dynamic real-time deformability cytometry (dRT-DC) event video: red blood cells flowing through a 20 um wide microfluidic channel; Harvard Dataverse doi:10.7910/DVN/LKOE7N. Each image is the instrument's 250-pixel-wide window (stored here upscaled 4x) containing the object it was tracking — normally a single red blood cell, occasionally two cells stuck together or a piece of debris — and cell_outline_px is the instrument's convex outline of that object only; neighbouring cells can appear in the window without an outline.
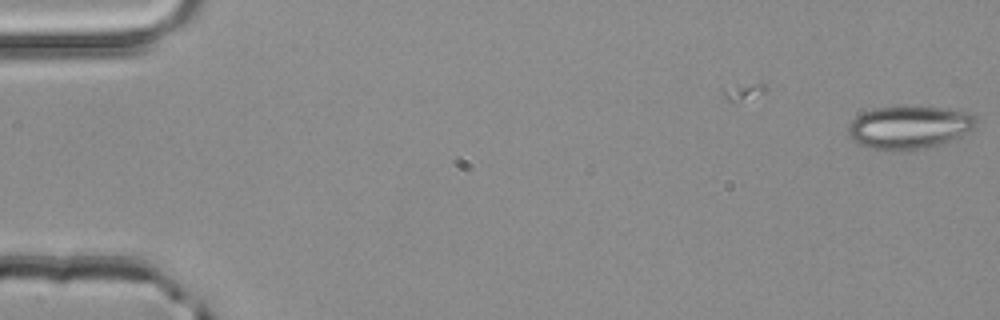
{"species": "common noctule bat (a hibernating species)", "species_latin": "Nyctalus noctula", "temperature_condition": "room temperature", "stored_images_in_passage": 9, "camera_frame_rate_fps": 3000, "um_per_image_px": 0.085, "animal": {"sex": "male", "body_mass_g": 20.4}, "frame": {"image": 1, "passage_image": 9, "time_ms": 2.667, "image_size_px": [1000, 320], "cell_outline_px": [[976, 128], [972, 132], [940, 144], [924, 148], [904, 152], [900, 152], [868, 148], [860, 144], [848, 132], [848, 124], [856, 116], [864, 112], [876, 108], [916, 104], [964, 112], [976, 116]], "centroid_in_image_um": [77.31, 10.81], "position_along_channel_um": 7.7, "area_um2": 32.66}}